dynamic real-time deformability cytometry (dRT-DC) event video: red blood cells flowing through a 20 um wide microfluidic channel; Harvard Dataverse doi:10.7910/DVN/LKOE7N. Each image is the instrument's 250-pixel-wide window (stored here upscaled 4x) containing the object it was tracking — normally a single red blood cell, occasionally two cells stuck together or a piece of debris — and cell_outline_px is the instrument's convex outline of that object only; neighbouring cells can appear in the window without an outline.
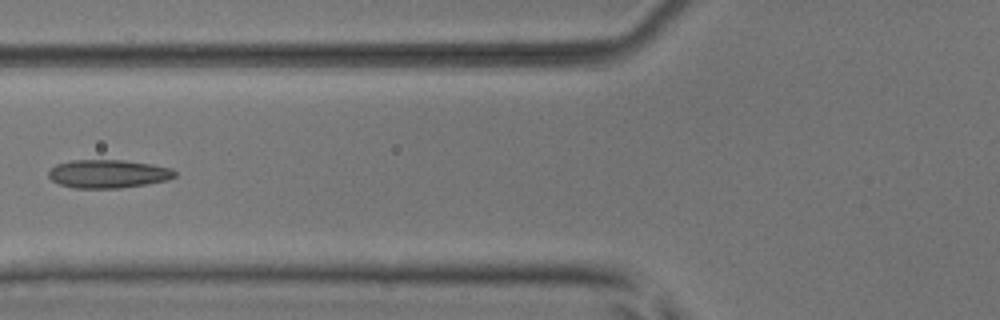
{"species": "common noctule bat (a hibernating species)", "species_latin": "Nyctalus noctula", "temperature_condition": "room temperature", "stored_images_in_passage": 6, "camera_frame_rate_fps": 3000, "um_per_image_px": 0.085, "animal": {"sex": "male", "body_mass_g": 17.9, "forearm_length_mm": 54.2}, "frame": {"image": 1, "passage_image": 6, "time_ms": 6.0, "image_size_px": [1000, 320], "cell_outline_px": [[176, 176], [168, 180], [148, 184], [120, 188], [72, 188], [60, 184], [52, 180], [48, 176], [48, 172], [56, 164], [72, 160], [124, 160], [152, 164], [172, 168], [176, 172]], "centroid_in_image_um": [9.21, 14.77], "position_along_channel_um": 116.6, "area_um2": 20.98}}